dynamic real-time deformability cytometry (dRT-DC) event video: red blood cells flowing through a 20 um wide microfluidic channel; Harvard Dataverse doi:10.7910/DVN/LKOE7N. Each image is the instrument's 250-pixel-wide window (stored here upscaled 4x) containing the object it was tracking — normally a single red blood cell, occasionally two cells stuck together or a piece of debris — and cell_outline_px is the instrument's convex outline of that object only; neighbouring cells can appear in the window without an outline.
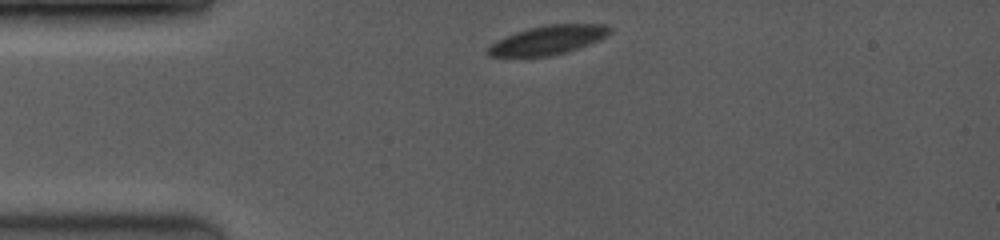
{"species": "common noctule bat (a hibernating species)", "species_latin": "Nyctalus noctula", "temperature_condition": "room temperature", "stored_images_in_passage": 14, "camera_frame_rate_fps": 3500, "um_per_image_px": 0.085, "animal": {"sex": "female", "body_mass_g": 19.0, "forearm_length_mm": 53.3}, "frame": {"image": 1, "passage_image": 1, "time_ms": 0.0, "image_size_px": [1000, 240], "cell_outline_px": [[612, 32], [588, 44], [564, 52], [548, 56], [488, 56], [488, 48], [496, 40], [504, 36], [528, 28], [544, 24], [604, 24]], "centroid_in_image_um": [46.53, 3.38], "position_along_channel_um": 38.5, "area_um2": 20.11}}
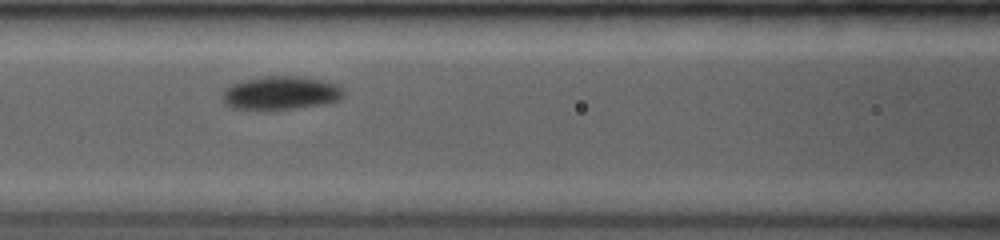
{"frame": {"image": 2, "passage_image": 9, "time_ms": 3.429, "image_size_px": [1000, 240], "cell_outline_px": [[344, 92], [340, 100], [324, 104], [296, 108], [264, 112], [232, 108], [224, 104], [224, 88], [232, 84], [244, 80], [264, 76], [304, 76], [336, 84]], "centroid_in_image_um": [23.83, 7.93], "position_along_channel_um": 142.8, "area_um2": 24.1}}
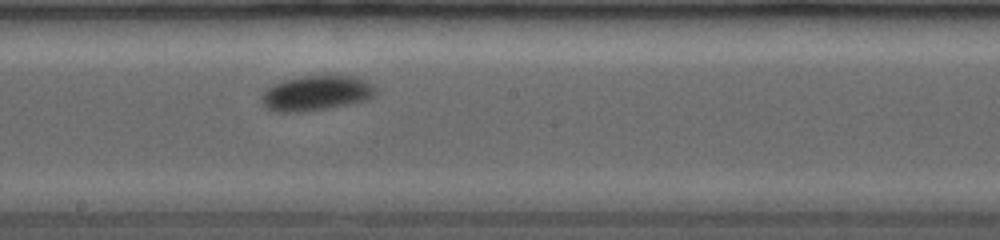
{"frame": {"image": 3, "passage_image": 14, "time_ms": 5.429, "image_size_px": [1000, 240], "cell_outline_px": [[376, 92], [368, 100], [352, 104], [328, 108], [300, 112], [280, 112], [264, 108], [260, 104], [260, 96], [268, 88], [284, 80], [300, 76], [352, 76], [368, 80], [376, 88]], "centroid_in_image_um": [26.88, 7.93], "position_along_channel_um": 221.3, "area_um2": 23.47}}